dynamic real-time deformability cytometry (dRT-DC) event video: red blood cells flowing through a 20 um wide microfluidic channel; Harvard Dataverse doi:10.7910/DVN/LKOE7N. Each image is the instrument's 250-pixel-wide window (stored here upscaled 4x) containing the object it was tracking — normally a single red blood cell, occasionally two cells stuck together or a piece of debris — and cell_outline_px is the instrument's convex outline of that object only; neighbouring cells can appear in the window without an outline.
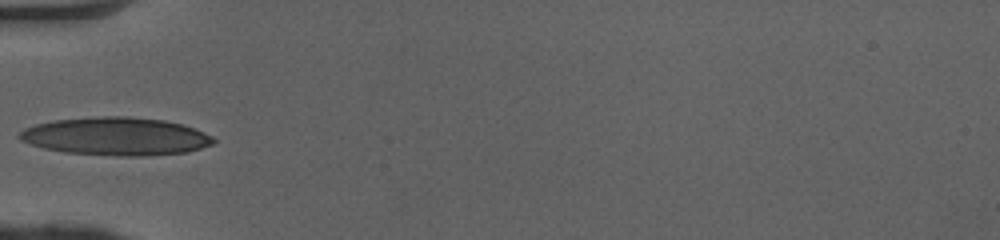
{"species": "human", "species_latin": "Homo sapiens", "temperature_condition": "cold", "stored_images_in_passage": 33, "camera_frame_rate_fps": 3000, "um_per_image_px": 0.085, "donor": {"sex": "female"}, "frame": {"image": 1, "passage_image": 1, "time_ms": 0.0, "image_size_px": [1000, 240], "cell_outline_px": [[216, 140], [212, 144], [188, 152], [140, 156], [116, 156], [64, 152], [44, 148], [20, 140], [16, 136], [24, 128], [36, 124], [56, 120], [100, 116], [128, 116], [164, 120], [180, 124], [192, 128], [212, 136]], "centroid_in_image_um": [9.83, 11.59], "position_along_channel_um": 75.2, "area_um2": 42.77}}
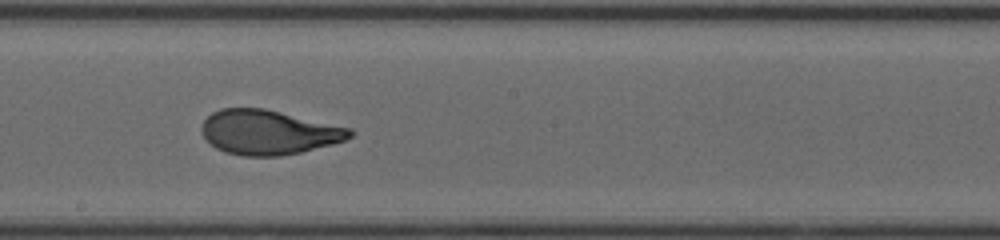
{"frame": {"image": 2, "passage_image": 12, "time_ms": 3.667, "image_size_px": [1000, 240], "cell_outline_px": [[356, 132], [352, 136], [344, 140], [332, 144], [300, 152], [280, 156], [244, 156], [224, 152], [216, 148], [204, 136], [200, 128], [204, 120], [212, 112], [220, 108], [264, 108], [352, 128]], "centroid_in_image_um": [22.83, 11.24], "position_along_channel_um": 225.4, "area_um2": 38.49}}
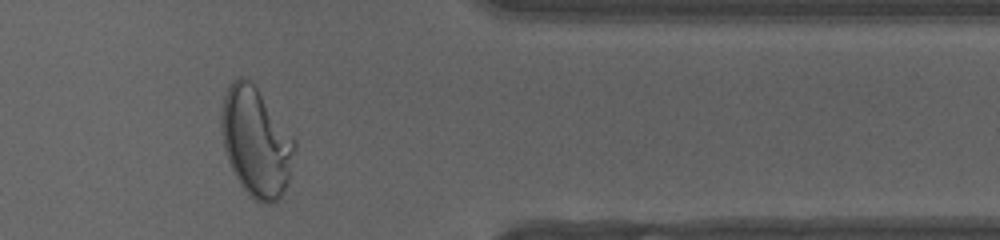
{"frame": {"image": 3, "passage_image": 25, "time_ms": 8.0, "image_size_px": [1000, 240], "cell_outline_px": [[296, 148], [288, 180], [280, 196], [272, 204], [264, 204], [248, 196], [240, 184], [228, 160], [224, 148], [220, 132], [220, 112], [224, 96], [228, 84], [232, 80], [240, 76], [248, 80], [256, 88], [296, 140]], "centroid_in_image_um": [21.73, 12.07], "position_along_channel_um": 389.7, "area_um2": 46.41}, "authors_computed_cell_mechanics": {"area_um2": 39.4196, "velocity_mm_per_s": 4.0911, "shape_relaxation_time_tau1_ms": 4.1939, "shape_relaxation_time_tau2_ms": 0.7349, "deformation_change_tau1": 0.2169, "deformation_change_tau2": 0.0629}}